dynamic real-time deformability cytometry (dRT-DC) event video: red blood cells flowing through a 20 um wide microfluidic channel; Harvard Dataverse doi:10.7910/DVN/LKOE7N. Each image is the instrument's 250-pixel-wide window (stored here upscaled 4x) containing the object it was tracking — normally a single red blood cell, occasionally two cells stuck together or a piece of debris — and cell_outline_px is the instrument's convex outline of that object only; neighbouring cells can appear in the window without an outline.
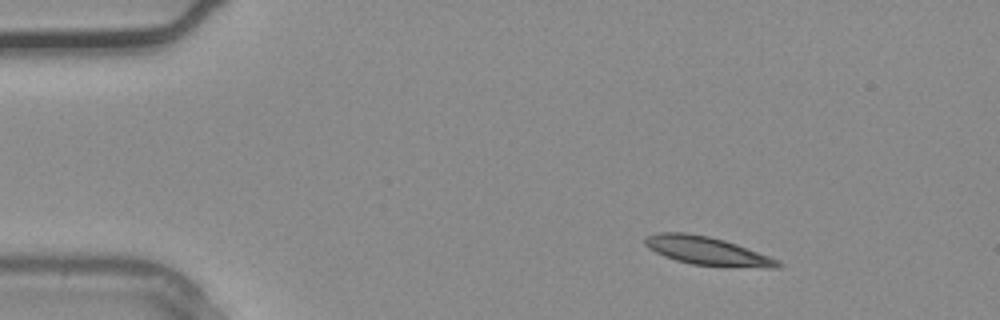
{"species": "common noctule bat (a hibernating species)", "species_latin": "Nyctalus noctula", "temperature_condition": "warm", "stored_images_in_passage": 3, "camera_frame_rate_fps": 3000, "um_per_image_px": 0.085, "animal": {"sex": "male", "body_mass_g": 20.4}, "frame": {"image": 1, "passage_image": 1, "time_ms": 0.0, "image_size_px": [1000, 320], "cell_outline_px": [[784, 264], [780, 268], [768, 268], [692, 264], [676, 260], [664, 256], [648, 248], [644, 244], [644, 236], [656, 232], [684, 232], [708, 236], [724, 240], [736, 244], [768, 256]], "centroid_in_image_um": [60.05, 21.31], "position_along_channel_um": 24.9, "area_um2": 21.73}}